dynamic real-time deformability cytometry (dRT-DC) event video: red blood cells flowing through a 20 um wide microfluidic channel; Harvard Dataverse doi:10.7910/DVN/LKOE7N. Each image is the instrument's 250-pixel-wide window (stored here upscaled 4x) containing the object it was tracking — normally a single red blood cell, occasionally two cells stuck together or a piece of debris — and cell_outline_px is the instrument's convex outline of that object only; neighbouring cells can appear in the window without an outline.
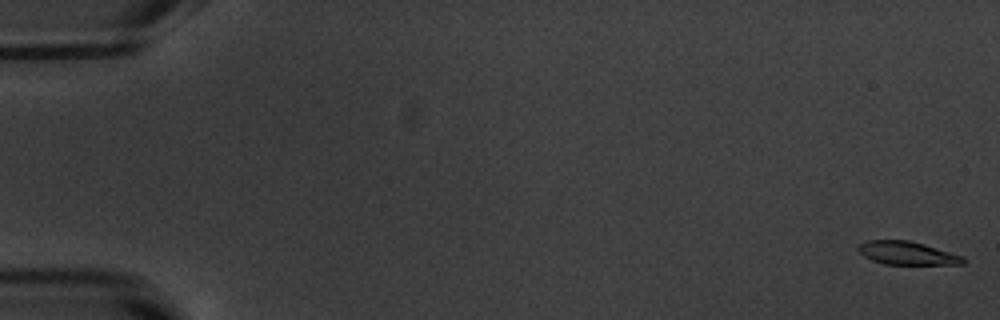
{"species": "common noctule bat (a hibernating species)", "species_latin": "Nyctalus noctula", "temperature_condition": "warm", "stored_images_in_passage": 54, "camera_frame_rate_fps": 3000, "um_per_image_px": 0.085, "animal": {"sex": "male", "body_mass_g": 20.1, "forearm_length_mm": 53.5}, "frame": {"image": 1, "passage_image": 1, "time_ms": 0.0, "image_size_px": [1000, 320], "cell_outline_px": [[968, 260], [964, 264], [884, 264], [872, 260], [864, 256], [856, 248], [860, 244], [868, 240], [908, 240], [924, 244], [964, 256]], "centroid_in_image_um": [77.14, 21.51], "position_along_channel_um": 7.9, "area_um2": 14.22}}
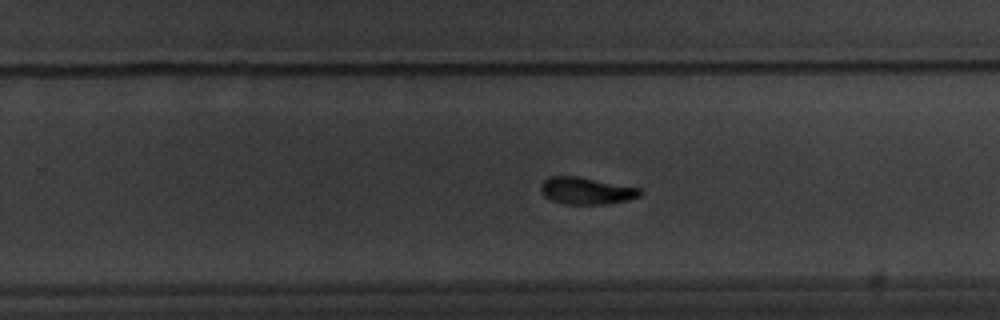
{"frame": {"image": 2, "passage_image": 35, "time_ms": 11.333, "image_size_px": [1000, 320], "cell_outline_px": [[644, 192], [640, 196], [628, 200], [604, 204], [564, 204], [552, 200], [544, 196], [540, 192], [540, 184], [548, 176], [576, 176], [640, 188]], "centroid_in_image_um": [49.81, 16.22], "position_along_channel_um": 280.0, "area_um2": 15.66}}
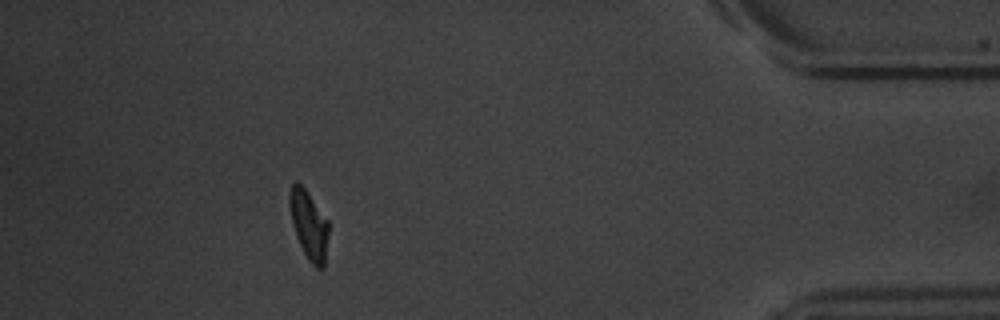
{"frame": {"image": 3, "passage_image": 49, "time_ms": 16.0, "image_size_px": [1000, 320], "cell_outline_px": [[328, 232], [324, 268], [316, 268], [308, 260], [296, 236], [292, 224], [288, 204], [288, 192], [292, 184], [296, 180], [304, 188], [328, 220]], "centroid_in_image_um": [26.22, 19.1], "position_along_channel_um": 409.0, "area_um2": 15.61}, "authors_computed_cell_mechanics": {"area_um2": 15.7216, "velocity_mm_per_s": 3.7954, "shape_relaxation_time_tau1_ms": 2.424, "shape_relaxation_time_tau2_ms": 2.192, "deformation_change_tau1": 0.1599, "deformation_change_tau2": 0.084}}